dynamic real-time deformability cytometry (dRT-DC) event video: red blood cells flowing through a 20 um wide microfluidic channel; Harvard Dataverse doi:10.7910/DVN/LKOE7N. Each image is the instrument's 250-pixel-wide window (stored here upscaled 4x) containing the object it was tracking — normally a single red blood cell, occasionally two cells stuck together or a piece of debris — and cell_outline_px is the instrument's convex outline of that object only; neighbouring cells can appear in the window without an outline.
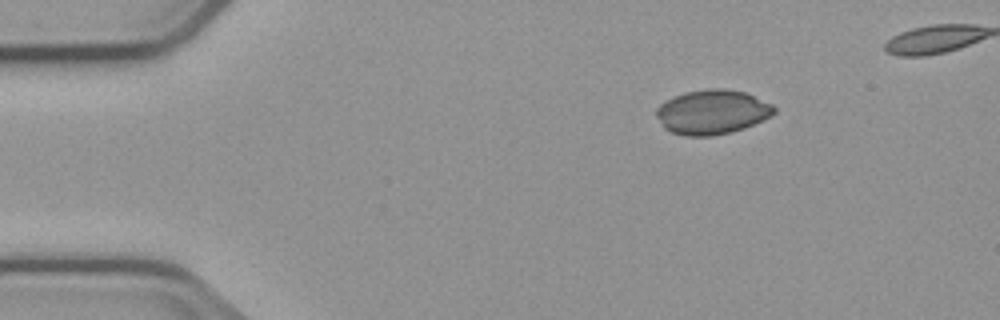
{"species": "common noctule bat (a hibernating species)", "species_latin": "Nyctalus noctula", "temperature_condition": "cold", "stored_images_in_passage": 4, "camera_frame_rate_fps": 3000, "um_per_image_px": 0.085, "animal": {"sex": "male", "body_mass_g": 23.1, "forearm_length_mm": 52.7}, "frame": {"image": 1, "passage_image": 1, "time_ms": 0.0, "image_size_px": [1000, 320], "cell_outline_px": [[776, 112], [772, 116], [764, 120], [744, 128], [732, 132], [712, 136], [684, 136], [672, 132], [664, 128], [656, 116], [656, 108], [660, 104], [684, 92], [708, 88], [724, 88], [744, 92], [772, 104], [776, 108]], "centroid_in_image_um": [60.55, 9.53], "position_along_channel_um": 24.5, "area_um2": 30.63}}